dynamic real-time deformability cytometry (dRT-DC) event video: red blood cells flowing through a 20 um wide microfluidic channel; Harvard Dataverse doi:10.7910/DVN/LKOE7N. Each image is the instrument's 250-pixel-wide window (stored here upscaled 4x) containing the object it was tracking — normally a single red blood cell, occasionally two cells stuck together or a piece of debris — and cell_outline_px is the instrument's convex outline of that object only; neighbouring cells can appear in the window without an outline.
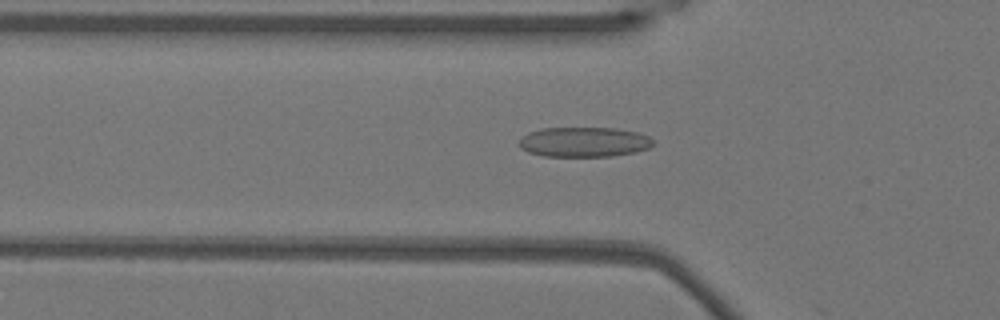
{"species": "Egyptian fruit bat (a non-hibernating species)", "species_latin": "Rousettus aegyptiacus", "temperature_condition": "warm", "stored_images_in_passage": 3, "camera_frame_rate_fps": 3000, "um_per_image_px": 0.085, "animal": {"sex": "female"}, "frame": {"image": 1, "passage_image": 2, "time_ms": 0.333, "image_size_px": [1000, 320], "cell_outline_px": [[652, 144], [648, 148], [636, 152], [612, 156], [544, 156], [528, 152], [520, 148], [516, 144], [528, 132], [540, 128], [616, 128], [636, 132], [648, 136], [652, 140]], "centroid_in_image_um": [49.6, 12.07], "position_along_channel_um": 76.2, "area_um2": 23.35}}